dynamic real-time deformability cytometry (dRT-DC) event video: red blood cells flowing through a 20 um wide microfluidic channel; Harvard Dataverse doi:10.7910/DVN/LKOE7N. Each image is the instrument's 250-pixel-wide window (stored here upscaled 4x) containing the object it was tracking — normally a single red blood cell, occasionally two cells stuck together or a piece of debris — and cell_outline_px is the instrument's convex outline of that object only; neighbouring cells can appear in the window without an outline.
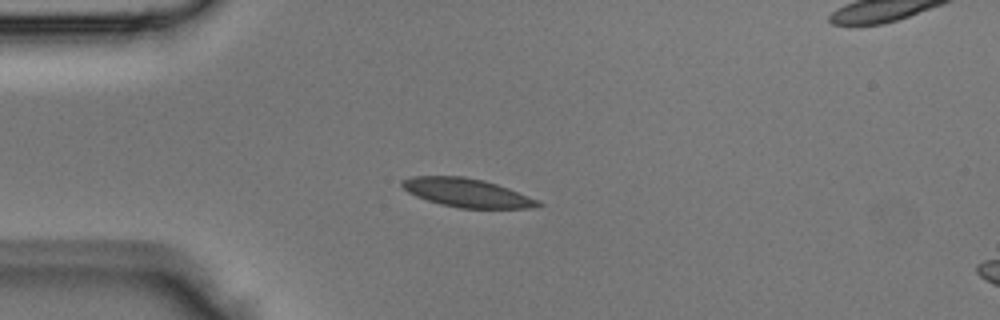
{"species": "Egyptian fruit bat (a non-hibernating species)", "species_latin": "Rousettus aegyptiacus", "temperature_condition": "room temperature", "stored_images_in_passage": 4, "camera_frame_rate_fps": 3000, "um_per_image_px": 0.085, "animal": {"sex": "male"}, "frame": {"image": 1, "passage_image": 3, "time_ms": 0.667, "image_size_px": [1000, 320], "cell_outline_px": [[544, 204], [532, 208], [460, 208], [440, 204], [416, 196], [408, 192], [400, 184], [400, 180], [412, 176], [464, 176], [484, 180], [508, 188], [536, 200]], "centroid_in_image_um": [39.63, 16.38], "position_along_channel_um": 45.4, "area_um2": 22.48}}